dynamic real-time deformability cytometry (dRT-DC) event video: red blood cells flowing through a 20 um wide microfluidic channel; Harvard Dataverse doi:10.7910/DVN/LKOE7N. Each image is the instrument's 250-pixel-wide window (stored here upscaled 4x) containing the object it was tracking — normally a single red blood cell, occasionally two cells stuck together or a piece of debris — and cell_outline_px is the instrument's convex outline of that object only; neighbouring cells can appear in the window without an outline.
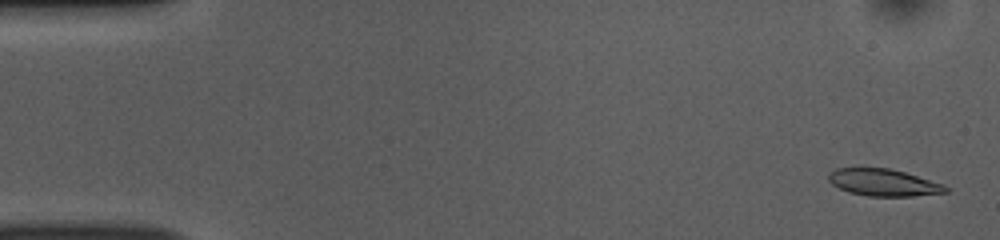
{"species": "common noctule bat (a hibernating species)", "species_latin": "Nyctalus noctula", "temperature_condition": "room temperature", "stored_images_in_passage": 52, "camera_frame_rate_fps": 3000, "um_per_image_px": 0.085, "animal": {"sex": "female", "body_mass_g": 10.0, "forearm_length_mm": 53.1}, "frame": {"image": 1, "passage_image": 2, "time_ms": 0.333, "image_size_px": [1000, 240], "cell_outline_px": [[948, 192], [912, 196], [868, 196], [848, 192], [832, 184], [828, 180], [828, 172], [836, 168], [888, 168], [904, 172], [944, 184], [948, 188]], "centroid_in_image_um": [75.07, 15.51], "position_along_channel_um": 9.9, "area_um2": 18.38}}
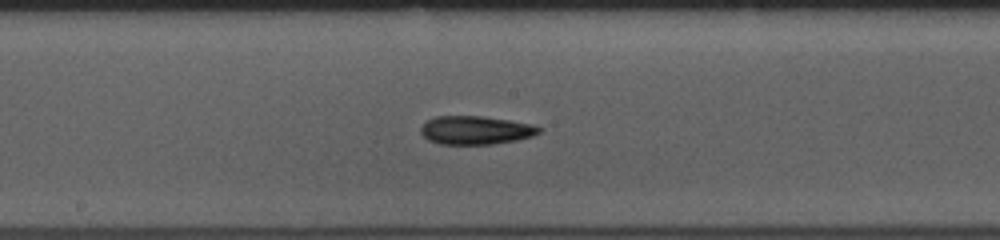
{"frame": {"image": 2, "passage_image": 27, "time_ms": 8.667, "image_size_px": [1000, 240], "cell_outline_px": [[544, 128], [540, 132], [532, 136], [516, 140], [492, 144], [440, 144], [428, 140], [420, 132], [420, 128], [428, 120], [436, 116], [484, 116], [532, 124]], "centroid_in_image_um": [40.44, 11.06], "position_along_channel_um": 207.8, "area_um2": 19.59}}
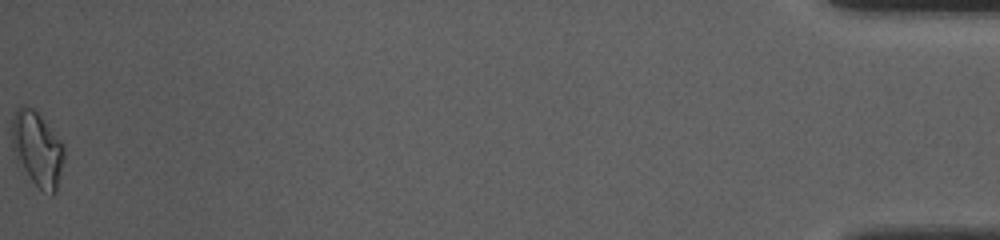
{"frame": {"image": 3, "passage_image": 52, "time_ms": 17.0, "image_size_px": [1000, 240], "cell_outline_px": [[64, 156], [56, 192], [52, 196], [40, 188], [32, 180], [16, 156], [12, 148], [12, 116], [16, 108], [32, 108], [40, 116], [64, 144]], "centroid_in_image_um": [3.19, 12.65], "position_along_channel_um": 432.0, "area_um2": 22.02}, "authors_computed_cell_mechanics": {"area_um2": 19.1896, "velocity_mm_per_s": 3.8745, "shape_relaxation_time_tau1_ms": 5.4118, "shape_relaxation_time_tau2_ms": 4.7587, "deformation_change_tau1": 0.1535, "deformation_change_tau2": 0.1324}}